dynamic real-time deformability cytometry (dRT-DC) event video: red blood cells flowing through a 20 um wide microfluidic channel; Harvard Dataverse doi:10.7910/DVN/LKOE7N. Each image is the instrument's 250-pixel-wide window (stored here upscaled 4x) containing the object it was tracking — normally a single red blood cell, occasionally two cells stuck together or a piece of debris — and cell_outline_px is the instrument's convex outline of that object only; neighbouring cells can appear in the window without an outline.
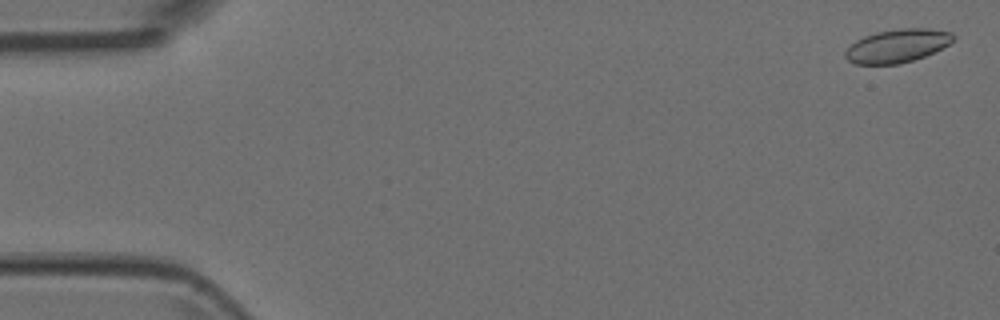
{"species": "Egyptian fruit bat (a non-hibernating species)", "species_latin": "Rousettus aegyptiacus", "temperature_condition": "room temperature", "stored_images_in_passage": 4, "camera_frame_rate_fps": 3000, "um_per_image_px": 0.085, "animal": {"sex": "female"}, "frame": {"image": 1, "passage_image": 1, "time_ms": 0.0, "image_size_px": [1000, 320], "cell_outline_px": [[956, 36], [948, 44], [924, 56], [900, 64], [856, 64], [848, 60], [844, 56], [844, 52], [856, 40], [864, 36], [876, 32], [900, 28], [932, 28], [952, 32]], "centroid_in_image_um": [76.26, 3.88], "position_along_channel_um": 8.7, "area_um2": 20.87}}
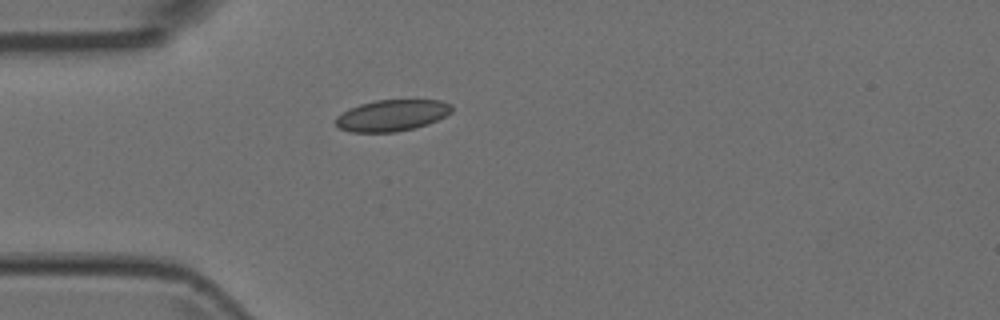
{"frame": {"image": 2, "passage_image": 4, "time_ms": 1.0, "image_size_px": [1000, 320], "cell_outline_px": [[452, 112], [428, 124], [396, 132], [352, 132], [340, 128], [336, 124], [336, 116], [360, 104], [376, 100], [440, 100], [452, 104]], "centroid_in_image_um": [33.34, 9.8], "position_along_channel_um": 51.7, "area_um2": 20.98}}